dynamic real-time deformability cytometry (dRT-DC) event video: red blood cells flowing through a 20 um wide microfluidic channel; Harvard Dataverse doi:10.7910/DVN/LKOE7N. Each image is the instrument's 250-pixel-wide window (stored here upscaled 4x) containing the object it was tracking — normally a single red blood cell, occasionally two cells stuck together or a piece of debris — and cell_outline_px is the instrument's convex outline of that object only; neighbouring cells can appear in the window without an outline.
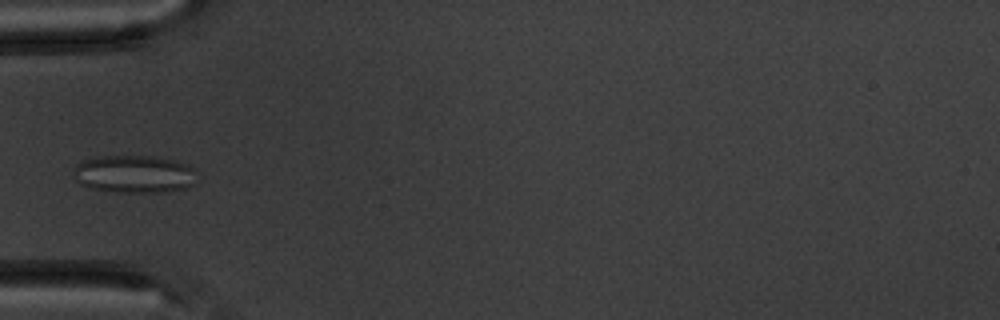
{"species": "common noctule bat (a hibernating species)", "species_latin": "Nyctalus noctula", "temperature_condition": "warm", "stored_images_in_passage": 9, "camera_frame_rate_fps": 3000, "um_per_image_px": 0.085, "animal": {"sex": "male", "body_mass_g": 20.1, "forearm_length_mm": 53.5}, "frame": {"image": 1, "passage_image": 6, "time_ms": 5.667, "image_size_px": [1000, 320], "cell_outline_px": [[196, 168], [192, 184], [184, 188], [164, 192], [112, 192], [92, 188], [80, 184], [76, 180], [72, 172], [76, 164], [84, 160], [100, 156], [156, 156], [176, 160], [188, 164]], "centroid_in_image_um": [11.39, 14.78], "position_along_channel_um": 73.6, "area_um2": 27.28}}
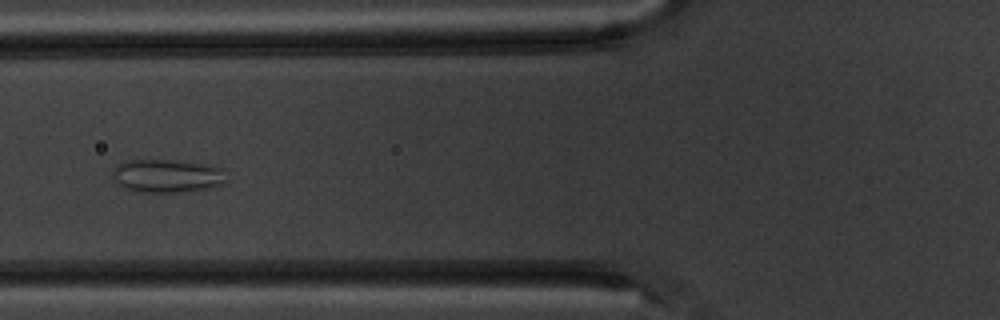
{"frame": {"image": 2, "passage_image": 7, "time_ms": 6.667, "image_size_px": [1000, 320], "cell_outline_px": [[228, 184], [208, 188], [184, 192], [140, 192], [124, 188], [116, 184], [112, 180], [112, 172], [116, 164], [128, 160], [172, 160], [204, 164], [224, 168], [228, 180]], "centroid_in_image_um": [14.22, 14.96], "position_along_channel_um": 111.6, "area_um2": 22.6}}
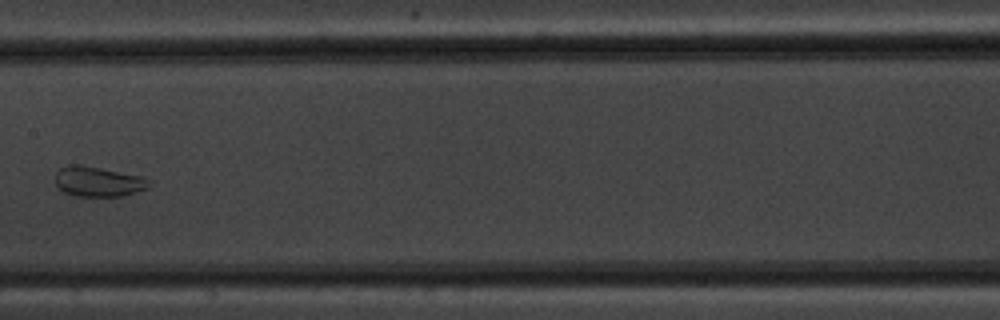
{"frame": {"image": 3, "passage_image": 9, "time_ms": 9.0, "image_size_px": [1000, 320], "cell_outline_px": [[152, 184], [148, 188], [124, 196], [72, 196], [64, 192], [56, 184], [56, 172], [60, 168], [72, 164], [80, 164], [140, 176], [148, 180]], "centroid_in_image_um": [8.34, 15.44], "position_along_channel_um": 199.1, "area_um2": 16.36}}